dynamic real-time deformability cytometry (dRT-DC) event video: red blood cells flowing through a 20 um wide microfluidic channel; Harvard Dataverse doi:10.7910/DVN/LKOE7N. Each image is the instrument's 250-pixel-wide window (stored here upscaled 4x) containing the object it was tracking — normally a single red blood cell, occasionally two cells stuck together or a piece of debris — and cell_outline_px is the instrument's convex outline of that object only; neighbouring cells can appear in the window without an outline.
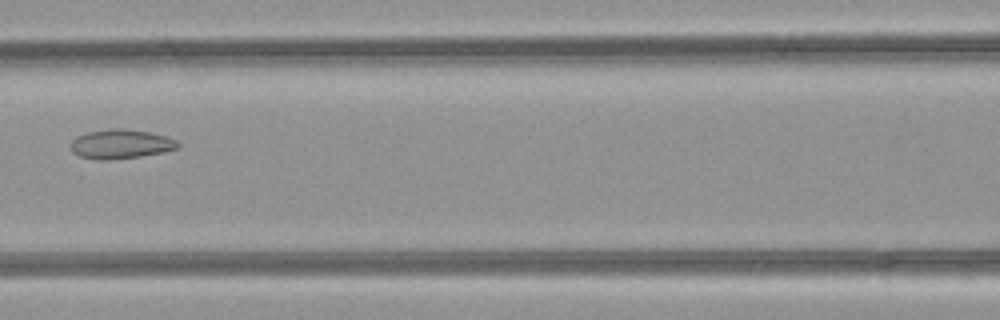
{"species": "common noctule bat (a hibernating species)", "species_latin": "Nyctalus noctula", "temperature_condition": "room temperature", "stored_images_in_passage": 5, "camera_frame_rate_fps": 3000, "um_per_image_px": 0.085, "animal": {"sex": "female", "body_mass_g": 21.9}, "frame": {"image": 1, "passage_image": 5, "time_ms": 1.333, "image_size_px": [1000, 320], "cell_outline_px": [[180, 148], [140, 156], [108, 160], [96, 160], [80, 156], [72, 152], [72, 140], [76, 136], [88, 132], [112, 128], [124, 128], [148, 132], [164, 136], [176, 140], [180, 144]], "centroid_in_image_um": [10.25, 12.24], "position_along_channel_um": 156.3, "area_um2": 18.15}}